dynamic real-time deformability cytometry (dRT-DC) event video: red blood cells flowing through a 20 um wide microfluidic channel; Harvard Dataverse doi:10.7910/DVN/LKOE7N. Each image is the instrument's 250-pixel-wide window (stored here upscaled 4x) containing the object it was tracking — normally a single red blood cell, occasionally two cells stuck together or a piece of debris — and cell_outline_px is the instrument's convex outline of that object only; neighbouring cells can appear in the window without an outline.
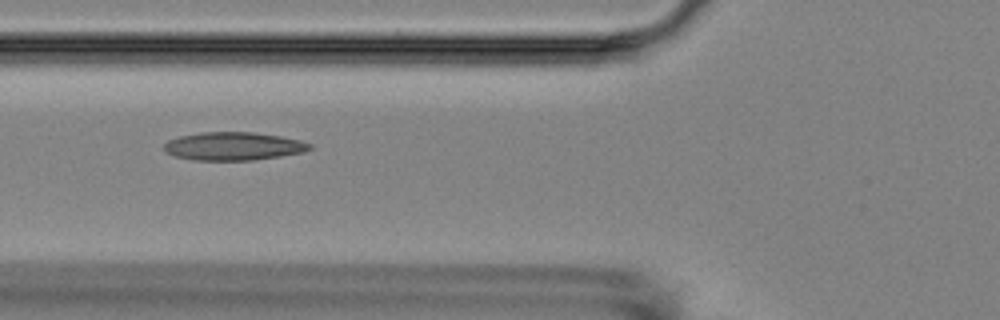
{"species": "Egyptian fruit bat (a non-hibernating species)", "species_latin": "Rousettus aegyptiacus", "temperature_condition": "room temperature", "stored_images_in_passage": 5, "camera_frame_rate_fps": 3000, "um_per_image_px": 0.085, "animal": {"sex": "female"}, "frame": {"image": 1, "passage_image": 4, "time_ms": 4.333, "image_size_px": [1000, 320], "cell_outline_px": [[312, 148], [304, 152], [280, 156], [252, 160], [192, 160], [176, 156], [164, 152], [164, 144], [168, 140], [180, 136], [200, 132], [256, 132], [280, 136], [300, 140], [312, 144]], "centroid_in_image_um": [19.84, 12.42], "position_along_channel_um": 106.0, "area_um2": 23.99}}